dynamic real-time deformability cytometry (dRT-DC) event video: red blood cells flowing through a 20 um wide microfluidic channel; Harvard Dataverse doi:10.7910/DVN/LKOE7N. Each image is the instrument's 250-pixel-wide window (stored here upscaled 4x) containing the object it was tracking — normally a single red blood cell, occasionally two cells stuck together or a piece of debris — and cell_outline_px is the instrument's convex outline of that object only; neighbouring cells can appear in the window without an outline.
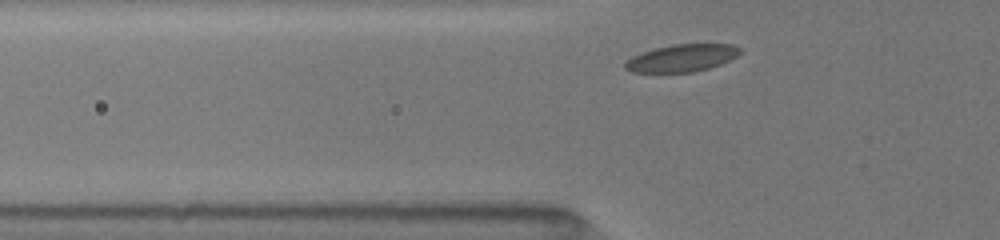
{"species": "common noctule bat (a hibernating species)", "species_latin": "Nyctalus noctula", "temperature_condition": "room temperature", "stored_images_in_passage": 28, "camera_frame_rate_fps": 3000, "um_per_image_px": 0.085, "animal": {"sex": "female", "body_mass_g": 19.5, "forearm_length_mm": 54.1}, "frame": {"image": 1, "passage_image": 1, "time_ms": 0.0, "image_size_px": [1000, 240], "cell_outline_px": [[736, 52], [732, 56], [716, 64], [704, 68], [684, 72], [640, 72], [628, 68], [628, 64], [632, 60], [648, 52], [660, 48], [684, 44], [720, 44], [736, 48]], "centroid_in_image_um": [57.96, 4.94], "position_along_channel_um": 67.8, "area_um2": 15.95}}
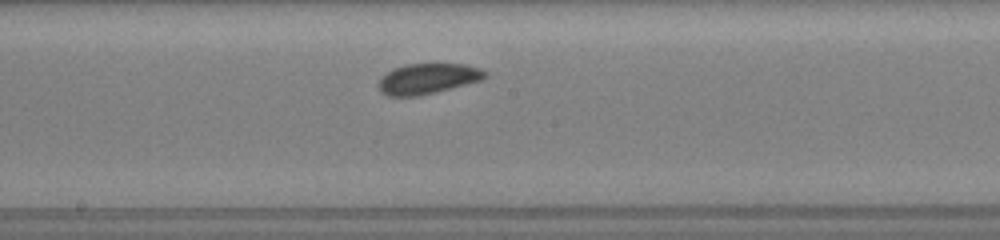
{"frame": {"image": 2, "passage_image": 12, "time_ms": 3.667, "image_size_px": [1000, 240], "cell_outline_px": [[480, 76], [472, 80], [424, 92], [388, 92], [380, 84], [384, 76], [400, 68], [420, 64], [448, 64], [468, 68], [480, 72]], "centroid_in_image_um": [36.27, 6.6], "position_along_channel_um": 211.9, "area_um2": 14.62}}
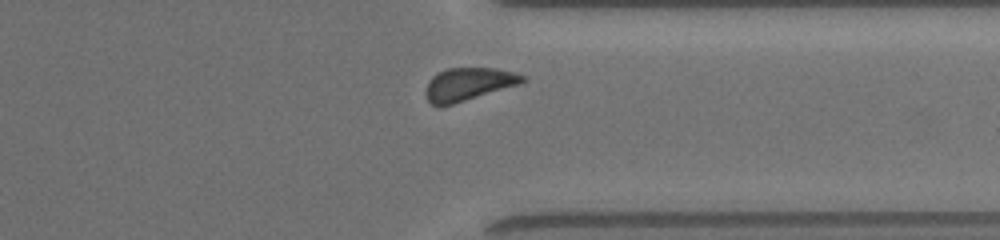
{"frame": {"image": 3, "passage_image": 24, "time_ms": 7.667, "image_size_px": [1000, 240], "cell_outline_px": [[524, 80], [512, 84], [448, 104], [432, 104], [428, 100], [428, 84], [440, 72], [452, 68], [484, 68], [508, 72], [520, 76]], "centroid_in_image_um": [39.7, 7.12], "position_along_channel_um": 371.7, "area_um2": 16.18}}